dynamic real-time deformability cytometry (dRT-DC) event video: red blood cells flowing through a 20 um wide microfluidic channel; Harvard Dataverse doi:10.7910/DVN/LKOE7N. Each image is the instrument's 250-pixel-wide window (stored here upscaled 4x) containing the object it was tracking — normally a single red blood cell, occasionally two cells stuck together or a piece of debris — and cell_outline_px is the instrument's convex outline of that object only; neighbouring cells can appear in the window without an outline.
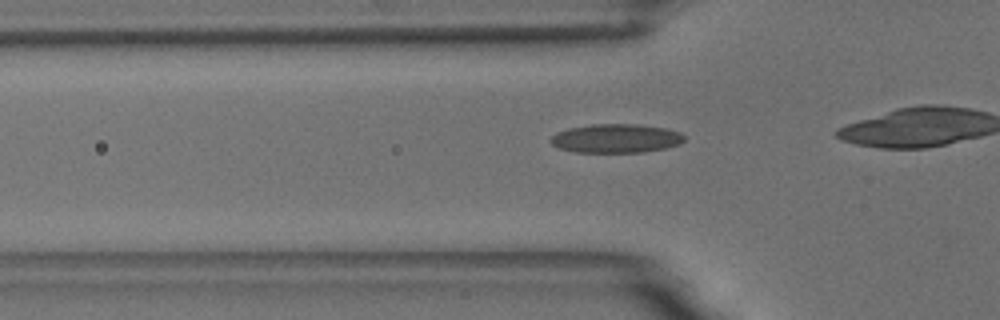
{"species": "common noctule bat (a hibernating species)", "species_latin": "Nyctalus noctula", "temperature_condition": "room temperature", "stored_images_in_passage": 33, "camera_frame_rate_fps": 3000, "um_per_image_px": 0.085, "animal": {"sex": "male", "body_mass_g": 18.8}, "frame": {"image": 1, "passage_image": 14, "time_ms": 4.333, "image_size_px": [1000, 320], "cell_outline_px": [[684, 140], [680, 144], [668, 148], [644, 152], [576, 152], [560, 148], [552, 144], [548, 140], [556, 132], [568, 128], [592, 124], [636, 124], [664, 128], [680, 132], [684, 136]], "centroid_in_image_um": [52.36, 11.76], "position_along_channel_um": 73.4, "area_um2": 22.54}}
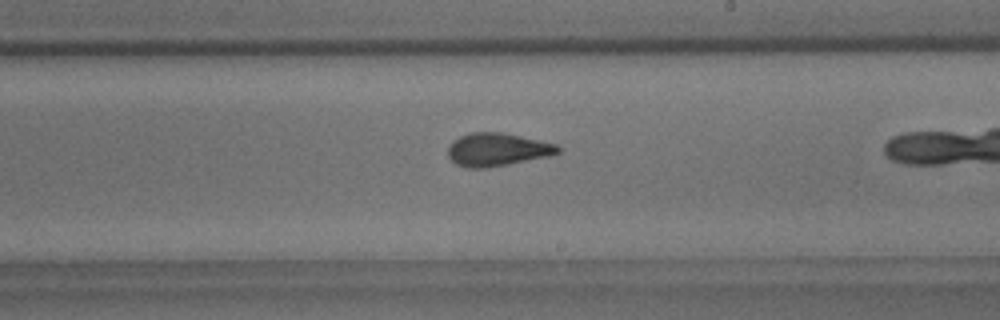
{"frame": {"image": 2, "passage_image": 28, "time_ms": 9.0, "image_size_px": [1000, 320], "cell_outline_px": [[560, 152], [552, 156], [508, 164], [484, 168], [468, 168], [456, 164], [448, 156], [448, 148], [452, 140], [468, 132], [504, 132], [556, 144], [560, 148]], "centroid_in_image_um": [42.27, 12.7], "position_along_channel_um": 246.7, "area_um2": 21.33}}